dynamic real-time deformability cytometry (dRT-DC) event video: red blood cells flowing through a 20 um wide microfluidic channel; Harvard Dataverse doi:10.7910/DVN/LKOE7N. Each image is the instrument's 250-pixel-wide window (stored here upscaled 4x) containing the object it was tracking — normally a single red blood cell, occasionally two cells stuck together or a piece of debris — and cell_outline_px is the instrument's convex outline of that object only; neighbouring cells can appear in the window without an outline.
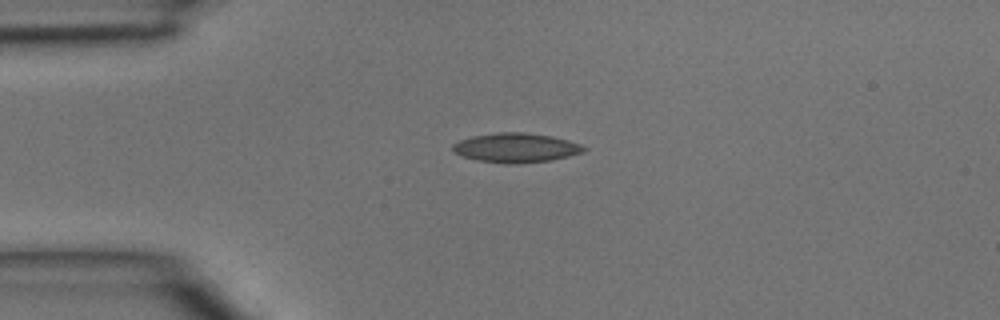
{"species": "common noctule bat (a hibernating species)", "species_latin": "Nyctalus noctula", "temperature_condition": "room temperature", "stored_images_in_passage": 1, "camera_frame_rate_fps": 3000, "um_per_image_px": 0.085, "animal": {"sex": "male", "body_mass_g": 15.6}, "frame": {"image": 1, "passage_image": 1, "time_ms": 0.0, "image_size_px": [1000, 320], "cell_outline_px": [[588, 148], [584, 152], [552, 160], [516, 164], [512, 164], [476, 160], [452, 152], [452, 144], [460, 140], [472, 136], [496, 132], [524, 132], [552, 136], [568, 140], [580, 144]], "centroid_in_image_um": [43.86, 12.55], "position_along_channel_um": 41.1, "area_um2": 22.54}}